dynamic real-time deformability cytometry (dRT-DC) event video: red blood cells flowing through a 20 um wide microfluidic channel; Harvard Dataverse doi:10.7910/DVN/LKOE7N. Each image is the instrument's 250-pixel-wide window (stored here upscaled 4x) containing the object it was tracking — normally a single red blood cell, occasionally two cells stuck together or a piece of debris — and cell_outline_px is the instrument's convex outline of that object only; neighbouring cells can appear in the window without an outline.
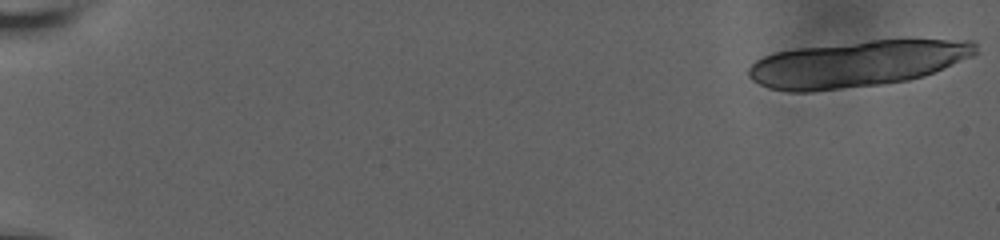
{"species": "human", "species_latin": "Homo sapiens", "temperature_condition": "room temperature", "stored_images_in_passage": 26, "camera_frame_rate_fps": 3000, "um_per_image_px": 0.085, "donor": {"sex": "male"}, "frame": {"image": 1, "passage_image": 1, "time_ms": 0.0, "image_size_px": [1000, 240], "cell_outline_px": [[980, 52], [972, 56], [924, 76], [908, 80], [880, 84], [812, 92], [788, 92], [768, 88], [752, 80], [748, 76], [748, 68], [756, 60], [764, 56], [776, 52], [800, 48], [872, 40], [972, 40], [976, 44]], "centroid_in_image_um": [72.83, 5.43], "position_along_channel_um": 12.2, "area_um2": 60.98}}
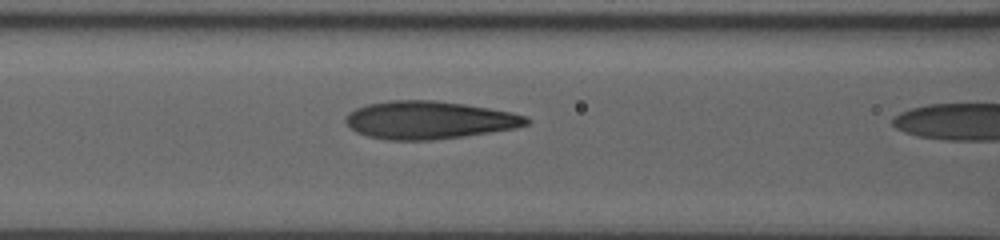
{"frame": {"image": 2, "passage_image": 25, "time_ms": 8.0, "image_size_px": [1000, 240], "cell_outline_px": [[532, 120], [528, 124], [516, 128], [464, 136], [432, 140], [388, 140], [368, 136], [356, 132], [344, 120], [348, 112], [356, 108], [368, 104], [388, 100], [432, 100], [464, 104], [512, 112], [528, 116]], "centroid_in_image_um": [36.49, 10.2], "position_along_channel_um": 130.1, "area_um2": 39.88}}